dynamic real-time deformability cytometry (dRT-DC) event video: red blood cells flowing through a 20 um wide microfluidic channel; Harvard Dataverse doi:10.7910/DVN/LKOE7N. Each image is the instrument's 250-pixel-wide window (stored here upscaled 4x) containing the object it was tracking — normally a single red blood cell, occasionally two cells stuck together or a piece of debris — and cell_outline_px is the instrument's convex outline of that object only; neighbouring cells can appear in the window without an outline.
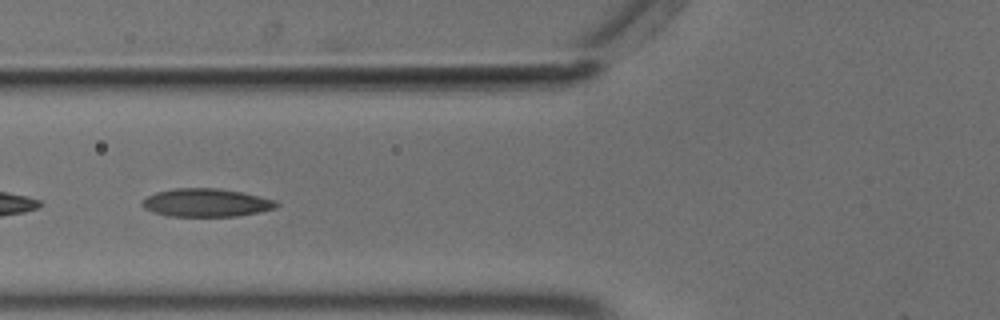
{"species": "common noctule bat (a hibernating species)", "species_latin": "Nyctalus noctula", "temperature_condition": "cold", "stored_images_in_passage": 47, "camera_frame_rate_fps": 3000, "um_per_image_px": 0.085, "animal": {"sex": "male", "body_mass_g": 18.8}, "frame": {"image": 1, "passage_image": 22, "time_ms": 7.0, "image_size_px": [1000, 320], "cell_outline_px": [[280, 204], [276, 208], [260, 212], [236, 216], [168, 216], [152, 212], [144, 208], [140, 204], [148, 196], [156, 192], [176, 188], [220, 188], [240, 192], [276, 200]], "centroid_in_image_um": [17.53, 17.23], "position_along_channel_um": 108.3, "area_um2": 22.02}}
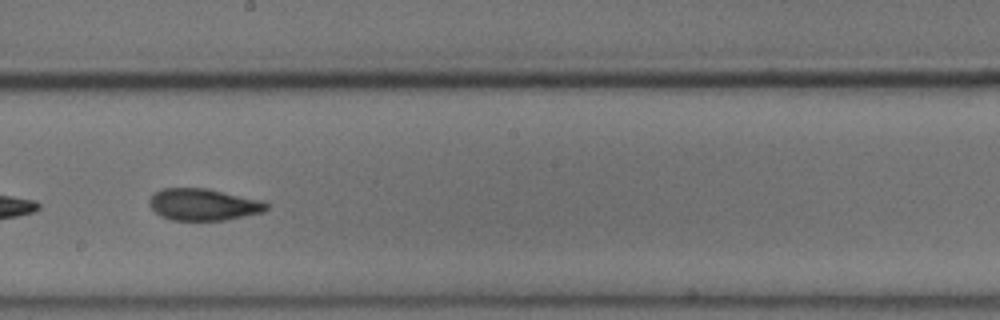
{"frame": {"image": 2, "passage_image": 32, "time_ms": 10.333, "image_size_px": [1000, 320], "cell_outline_px": [[268, 208], [264, 212], [224, 220], [172, 220], [160, 216], [148, 204], [148, 200], [156, 192], [164, 188], [208, 188], [260, 200], [268, 204]], "centroid_in_image_um": [17.28, 17.38], "position_along_channel_um": 230.9, "area_um2": 21.62}}
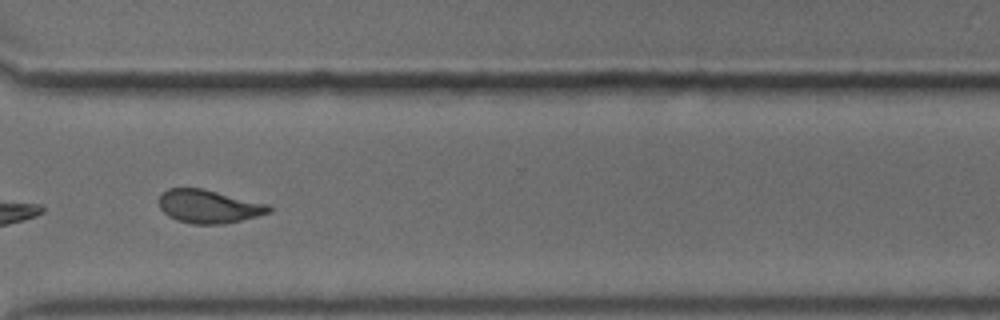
{"frame": {"image": 3, "passage_image": 42, "time_ms": 13.667, "image_size_px": [1000, 320], "cell_outline_px": [[272, 212], [240, 220], [220, 224], [192, 224], [176, 220], [168, 216], [160, 208], [160, 196], [168, 188], [204, 188], [268, 204], [272, 208]], "centroid_in_image_um": [17.75, 17.54], "position_along_channel_um": 352.9, "area_um2": 21.27}, "authors_computed_cell_mechanics": {"area_um2": 22.253, "velocity_mm_per_s": 3.6613, "shape_relaxation_time_tau1_ms": 6.6021, "shape_relaxation_time_tau2_ms": 2.615, "deformation_change_tau1": 0.1506, "deformation_change_tau2": 0.0829}}